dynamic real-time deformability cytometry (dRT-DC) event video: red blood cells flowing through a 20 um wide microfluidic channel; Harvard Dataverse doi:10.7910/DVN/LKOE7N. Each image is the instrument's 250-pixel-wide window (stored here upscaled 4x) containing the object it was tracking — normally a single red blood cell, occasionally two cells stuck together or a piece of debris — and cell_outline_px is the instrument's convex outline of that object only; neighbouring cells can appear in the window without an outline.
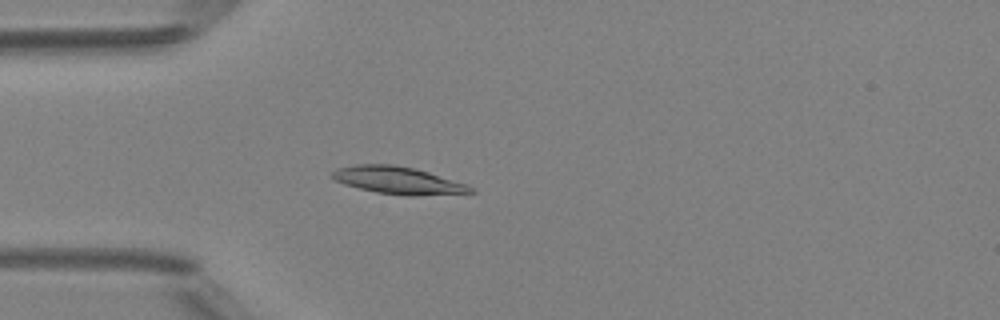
{"species": "Egyptian fruit bat (a non-hibernating species)", "species_latin": "Rousettus aegyptiacus", "temperature_condition": "room temperature", "stored_images_in_passage": 48, "camera_frame_rate_fps": 3000, "um_per_image_px": 0.085, "animal": {"sex": "female"}, "frame": {"image": 1, "passage_image": 13, "time_ms": 4.0, "image_size_px": [1000, 320], "cell_outline_px": [[476, 192], [412, 196], [408, 196], [376, 192], [344, 184], [328, 176], [336, 168], [356, 164], [392, 164], [416, 168], [468, 184], [476, 188]], "centroid_in_image_um": [33.85, 15.32], "position_along_channel_um": 51.1, "area_um2": 22.25}}
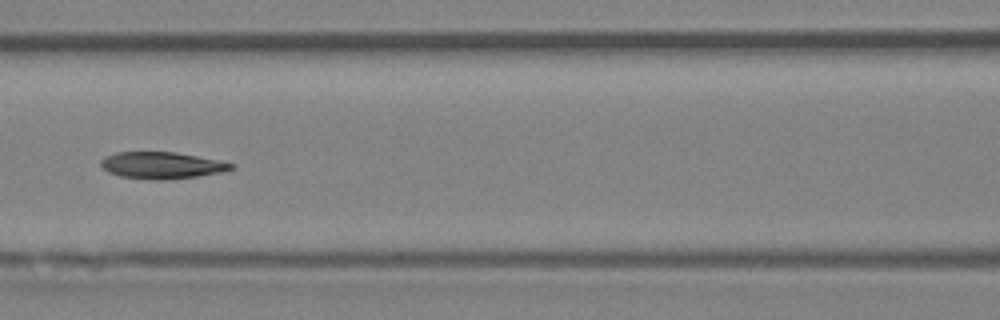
{"frame": {"image": 2, "passage_image": 21, "time_ms": 6.667, "image_size_px": [1000, 320], "cell_outline_px": [[236, 168], [224, 172], [196, 176], [164, 180], [152, 180], [120, 176], [108, 172], [100, 164], [100, 160], [104, 156], [116, 152], [176, 152], [220, 160], [236, 164]], "centroid_in_image_um": [13.78, 14.05], "position_along_channel_um": 152.8, "area_um2": 20.52}}
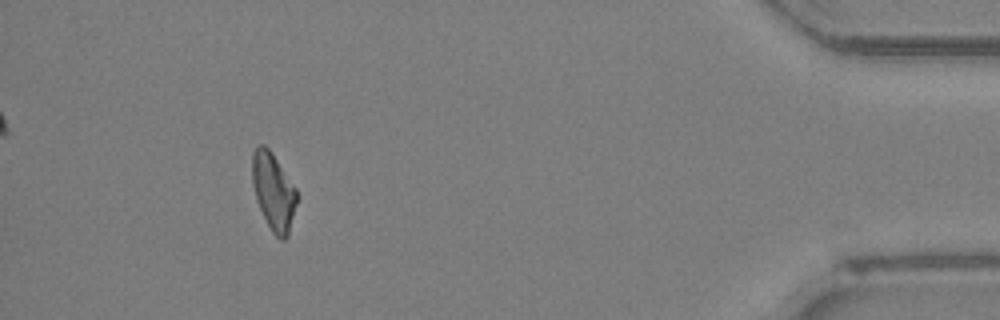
{"frame": {"image": 3, "passage_image": 44, "time_ms": 14.333, "image_size_px": [1000, 320], "cell_outline_px": [[300, 196], [288, 236], [284, 240], [280, 240], [272, 232], [260, 208], [252, 184], [252, 152], [256, 144], [264, 144], [272, 152], [296, 188]], "centroid_in_image_um": [23.27, 16.26], "position_along_channel_um": 411.9, "area_um2": 20.4}, "authors_computed_cell_mechanics": {"area_um2": 20.4612, "velocity_mm_per_s": 4.1915, "shape_relaxation_time_tau1_ms": null, "shape_relaxation_time_tau2_ms": 4.2697, "deformation_change_tau1": null, "deformation_change_tau2": 0.1331}}